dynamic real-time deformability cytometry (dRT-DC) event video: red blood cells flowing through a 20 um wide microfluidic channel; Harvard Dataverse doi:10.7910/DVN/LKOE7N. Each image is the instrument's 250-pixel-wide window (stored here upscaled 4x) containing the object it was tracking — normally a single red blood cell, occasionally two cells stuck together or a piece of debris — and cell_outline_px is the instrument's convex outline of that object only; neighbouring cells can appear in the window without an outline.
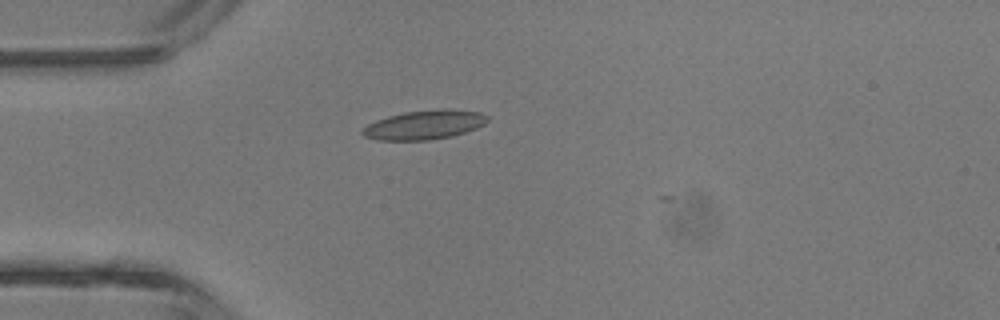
{"species": "common noctule bat (a hibernating species)", "species_latin": "Nyctalus noctula", "temperature_condition": "room temperature", "stored_images_in_passage": 1, "camera_frame_rate_fps": 3000, "um_per_image_px": 0.085, "animal": {"sex": "male", "body_mass_g": 13.3}, "frame": {"image": 1, "passage_image": 1, "time_ms": 0.0, "image_size_px": [1000, 320], "cell_outline_px": [[488, 120], [484, 124], [476, 128], [452, 136], [428, 140], [376, 140], [364, 136], [360, 132], [368, 124], [376, 120], [388, 116], [404, 112], [440, 108], [448, 108], [480, 112], [488, 116]], "centroid_in_image_um": [36.07, 10.6], "position_along_channel_um": 48.9, "area_um2": 21.33}}